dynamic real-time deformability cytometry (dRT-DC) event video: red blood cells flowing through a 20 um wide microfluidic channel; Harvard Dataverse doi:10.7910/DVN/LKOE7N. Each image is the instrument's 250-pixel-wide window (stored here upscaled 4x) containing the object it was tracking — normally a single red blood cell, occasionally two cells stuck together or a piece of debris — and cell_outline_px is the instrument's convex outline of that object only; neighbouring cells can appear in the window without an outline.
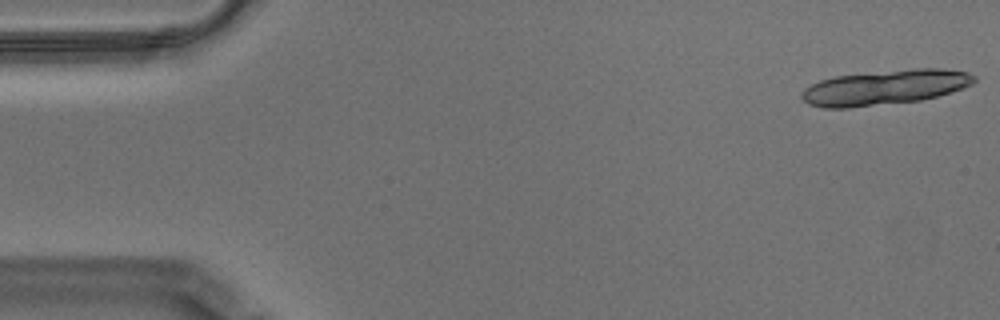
{"species": "Egyptian fruit bat (a non-hibernating species)", "species_latin": "Rousettus aegyptiacus", "temperature_condition": "warm", "stored_images_in_passage": 21, "camera_frame_rate_fps": 3000, "um_per_image_px": 0.085, "animal": {"sex": "male"}, "frame": {"image": 1, "passage_image": 1, "time_ms": 0.0, "image_size_px": [1000, 320], "cell_outline_px": [[976, 80], [972, 84], [936, 96], [920, 100], [848, 108], [824, 108], [808, 104], [800, 96], [800, 92], [804, 88], [820, 80], [832, 76], [912, 68], [944, 68], [968, 72], [976, 76]], "centroid_in_image_um": [75.18, 7.41], "position_along_channel_um": 9.8, "area_um2": 35.14}}